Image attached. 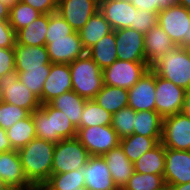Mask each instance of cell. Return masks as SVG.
<instances>
[{"label": "cell", "mask_w": 190, "mask_h": 190, "mask_svg": "<svg viewBox=\"0 0 190 190\" xmlns=\"http://www.w3.org/2000/svg\"><path fill=\"white\" fill-rule=\"evenodd\" d=\"M14 51L15 72H25V69H43V66H51L46 45L24 46L16 42Z\"/></svg>", "instance_id": "7402d4cb"}, {"label": "cell", "mask_w": 190, "mask_h": 190, "mask_svg": "<svg viewBox=\"0 0 190 190\" xmlns=\"http://www.w3.org/2000/svg\"><path fill=\"white\" fill-rule=\"evenodd\" d=\"M136 10L130 0H99V11L112 30L129 28L134 24Z\"/></svg>", "instance_id": "ac0fdd59"}, {"label": "cell", "mask_w": 190, "mask_h": 190, "mask_svg": "<svg viewBox=\"0 0 190 190\" xmlns=\"http://www.w3.org/2000/svg\"><path fill=\"white\" fill-rule=\"evenodd\" d=\"M156 73L149 68L128 90V106L135 112L155 111Z\"/></svg>", "instance_id": "5bb4252c"}, {"label": "cell", "mask_w": 190, "mask_h": 190, "mask_svg": "<svg viewBox=\"0 0 190 190\" xmlns=\"http://www.w3.org/2000/svg\"><path fill=\"white\" fill-rule=\"evenodd\" d=\"M0 100L22 107L30 113L41 106L39 98L19 80L17 72L0 77Z\"/></svg>", "instance_id": "52a82bcc"}, {"label": "cell", "mask_w": 190, "mask_h": 190, "mask_svg": "<svg viewBox=\"0 0 190 190\" xmlns=\"http://www.w3.org/2000/svg\"><path fill=\"white\" fill-rule=\"evenodd\" d=\"M46 48L51 63L70 64L86 54L79 33L76 31L66 37L48 38Z\"/></svg>", "instance_id": "7c38bea8"}, {"label": "cell", "mask_w": 190, "mask_h": 190, "mask_svg": "<svg viewBox=\"0 0 190 190\" xmlns=\"http://www.w3.org/2000/svg\"><path fill=\"white\" fill-rule=\"evenodd\" d=\"M135 115L136 112L129 106L113 114L111 127L115 130L120 140L134 133Z\"/></svg>", "instance_id": "74e56055"}, {"label": "cell", "mask_w": 190, "mask_h": 190, "mask_svg": "<svg viewBox=\"0 0 190 190\" xmlns=\"http://www.w3.org/2000/svg\"><path fill=\"white\" fill-rule=\"evenodd\" d=\"M76 138L90 156H102L120 144V139L111 125L78 128Z\"/></svg>", "instance_id": "9c48e42d"}, {"label": "cell", "mask_w": 190, "mask_h": 190, "mask_svg": "<svg viewBox=\"0 0 190 190\" xmlns=\"http://www.w3.org/2000/svg\"><path fill=\"white\" fill-rule=\"evenodd\" d=\"M166 190H190V182L179 185H169L166 186Z\"/></svg>", "instance_id": "f907efd6"}, {"label": "cell", "mask_w": 190, "mask_h": 190, "mask_svg": "<svg viewBox=\"0 0 190 190\" xmlns=\"http://www.w3.org/2000/svg\"><path fill=\"white\" fill-rule=\"evenodd\" d=\"M85 187L83 168L61 174H51L41 190H78Z\"/></svg>", "instance_id": "1f68e13d"}, {"label": "cell", "mask_w": 190, "mask_h": 190, "mask_svg": "<svg viewBox=\"0 0 190 190\" xmlns=\"http://www.w3.org/2000/svg\"><path fill=\"white\" fill-rule=\"evenodd\" d=\"M31 113L8 102L0 100V127L7 130L19 120L28 117Z\"/></svg>", "instance_id": "f35d334b"}, {"label": "cell", "mask_w": 190, "mask_h": 190, "mask_svg": "<svg viewBox=\"0 0 190 190\" xmlns=\"http://www.w3.org/2000/svg\"><path fill=\"white\" fill-rule=\"evenodd\" d=\"M185 47L190 49V42Z\"/></svg>", "instance_id": "9f6ffc18"}, {"label": "cell", "mask_w": 190, "mask_h": 190, "mask_svg": "<svg viewBox=\"0 0 190 190\" xmlns=\"http://www.w3.org/2000/svg\"><path fill=\"white\" fill-rule=\"evenodd\" d=\"M54 147L55 143L36 137L18 150L25 176L36 189L51 176Z\"/></svg>", "instance_id": "6da1fadb"}, {"label": "cell", "mask_w": 190, "mask_h": 190, "mask_svg": "<svg viewBox=\"0 0 190 190\" xmlns=\"http://www.w3.org/2000/svg\"><path fill=\"white\" fill-rule=\"evenodd\" d=\"M133 125V134L153 137L161 142L163 118L156 111H137Z\"/></svg>", "instance_id": "83f0119b"}, {"label": "cell", "mask_w": 190, "mask_h": 190, "mask_svg": "<svg viewBox=\"0 0 190 190\" xmlns=\"http://www.w3.org/2000/svg\"><path fill=\"white\" fill-rule=\"evenodd\" d=\"M186 90L156 74L155 111L162 117L180 113Z\"/></svg>", "instance_id": "30bf717a"}, {"label": "cell", "mask_w": 190, "mask_h": 190, "mask_svg": "<svg viewBox=\"0 0 190 190\" xmlns=\"http://www.w3.org/2000/svg\"><path fill=\"white\" fill-rule=\"evenodd\" d=\"M86 100L87 99L71 90L54 98L49 104L53 108L64 113L70 122L78 129L80 128L81 117Z\"/></svg>", "instance_id": "cb8c5ba5"}, {"label": "cell", "mask_w": 190, "mask_h": 190, "mask_svg": "<svg viewBox=\"0 0 190 190\" xmlns=\"http://www.w3.org/2000/svg\"><path fill=\"white\" fill-rule=\"evenodd\" d=\"M112 116L113 114L99 106L93 99L86 100L81 117L80 128L111 125Z\"/></svg>", "instance_id": "836d02e7"}, {"label": "cell", "mask_w": 190, "mask_h": 190, "mask_svg": "<svg viewBox=\"0 0 190 190\" xmlns=\"http://www.w3.org/2000/svg\"><path fill=\"white\" fill-rule=\"evenodd\" d=\"M161 143L165 148L190 151V117L182 112L164 117Z\"/></svg>", "instance_id": "8fae6325"}, {"label": "cell", "mask_w": 190, "mask_h": 190, "mask_svg": "<svg viewBox=\"0 0 190 190\" xmlns=\"http://www.w3.org/2000/svg\"><path fill=\"white\" fill-rule=\"evenodd\" d=\"M177 3L190 10V0H177Z\"/></svg>", "instance_id": "f5cc1de1"}, {"label": "cell", "mask_w": 190, "mask_h": 190, "mask_svg": "<svg viewBox=\"0 0 190 190\" xmlns=\"http://www.w3.org/2000/svg\"><path fill=\"white\" fill-rule=\"evenodd\" d=\"M83 174L88 190H119L113 182L103 156H90L83 167Z\"/></svg>", "instance_id": "d6986e66"}, {"label": "cell", "mask_w": 190, "mask_h": 190, "mask_svg": "<svg viewBox=\"0 0 190 190\" xmlns=\"http://www.w3.org/2000/svg\"><path fill=\"white\" fill-rule=\"evenodd\" d=\"M157 24L176 46L185 47L190 42V10L184 6L177 3L160 10Z\"/></svg>", "instance_id": "5b68a950"}, {"label": "cell", "mask_w": 190, "mask_h": 190, "mask_svg": "<svg viewBox=\"0 0 190 190\" xmlns=\"http://www.w3.org/2000/svg\"><path fill=\"white\" fill-rule=\"evenodd\" d=\"M134 171L145 174L164 175L165 147L159 142L133 162Z\"/></svg>", "instance_id": "f1b7e54d"}, {"label": "cell", "mask_w": 190, "mask_h": 190, "mask_svg": "<svg viewBox=\"0 0 190 190\" xmlns=\"http://www.w3.org/2000/svg\"><path fill=\"white\" fill-rule=\"evenodd\" d=\"M131 4L137 10H147L159 13V8L155 5L154 0H130Z\"/></svg>", "instance_id": "f6af8a7d"}, {"label": "cell", "mask_w": 190, "mask_h": 190, "mask_svg": "<svg viewBox=\"0 0 190 190\" xmlns=\"http://www.w3.org/2000/svg\"><path fill=\"white\" fill-rule=\"evenodd\" d=\"M149 68L147 62H130L117 59L102 70L103 83L104 85L129 90Z\"/></svg>", "instance_id": "ba28073f"}, {"label": "cell", "mask_w": 190, "mask_h": 190, "mask_svg": "<svg viewBox=\"0 0 190 190\" xmlns=\"http://www.w3.org/2000/svg\"><path fill=\"white\" fill-rule=\"evenodd\" d=\"M49 14H41L37 19L16 33V42L24 46L46 45Z\"/></svg>", "instance_id": "484cf974"}, {"label": "cell", "mask_w": 190, "mask_h": 190, "mask_svg": "<svg viewBox=\"0 0 190 190\" xmlns=\"http://www.w3.org/2000/svg\"><path fill=\"white\" fill-rule=\"evenodd\" d=\"M20 0H0L3 5H6L9 9H11L14 5H16Z\"/></svg>", "instance_id": "816d5d0a"}, {"label": "cell", "mask_w": 190, "mask_h": 190, "mask_svg": "<svg viewBox=\"0 0 190 190\" xmlns=\"http://www.w3.org/2000/svg\"><path fill=\"white\" fill-rule=\"evenodd\" d=\"M114 184L121 190L134 172L133 163L124 154L120 144L102 155Z\"/></svg>", "instance_id": "603a6c76"}, {"label": "cell", "mask_w": 190, "mask_h": 190, "mask_svg": "<svg viewBox=\"0 0 190 190\" xmlns=\"http://www.w3.org/2000/svg\"><path fill=\"white\" fill-rule=\"evenodd\" d=\"M72 90V78L69 64L51 63L50 74L44 82L42 104Z\"/></svg>", "instance_id": "ffe728a7"}, {"label": "cell", "mask_w": 190, "mask_h": 190, "mask_svg": "<svg viewBox=\"0 0 190 190\" xmlns=\"http://www.w3.org/2000/svg\"><path fill=\"white\" fill-rule=\"evenodd\" d=\"M0 190H10L5 181L0 177Z\"/></svg>", "instance_id": "db71d44e"}, {"label": "cell", "mask_w": 190, "mask_h": 190, "mask_svg": "<svg viewBox=\"0 0 190 190\" xmlns=\"http://www.w3.org/2000/svg\"><path fill=\"white\" fill-rule=\"evenodd\" d=\"M9 72H15L14 48H0V77Z\"/></svg>", "instance_id": "7bdbcfd3"}, {"label": "cell", "mask_w": 190, "mask_h": 190, "mask_svg": "<svg viewBox=\"0 0 190 190\" xmlns=\"http://www.w3.org/2000/svg\"><path fill=\"white\" fill-rule=\"evenodd\" d=\"M41 14L42 13L30 5L19 1L10 9L9 24L14 29L15 33H17L20 29L37 19Z\"/></svg>", "instance_id": "8d00e7d4"}, {"label": "cell", "mask_w": 190, "mask_h": 190, "mask_svg": "<svg viewBox=\"0 0 190 190\" xmlns=\"http://www.w3.org/2000/svg\"><path fill=\"white\" fill-rule=\"evenodd\" d=\"M159 142L153 137L132 134L120 140L124 154L133 163L144 153L154 148Z\"/></svg>", "instance_id": "d6a6232c"}, {"label": "cell", "mask_w": 190, "mask_h": 190, "mask_svg": "<svg viewBox=\"0 0 190 190\" xmlns=\"http://www.w3.org/2000/svg\"><path fill=\"white\" fill-rule=\"evenodd\" d=\"M69 67L72 90L87 100L94 99L104 85L102 69L87 53L75 59Z\"/></svg>", "instance_id": "3957f363"}, {"label": "cell", "mask_w": 190, "mask_h": 190, "mask_svg": "<svg viewBox=\"0 0 190 190\" xmlns=\"http://www.w3.org/2000/svg\"><path fill=\"white\" fill-rule=\"evenodd\" d=\"M36 137L58 143L62 139L76 137L77 128L60 110L53 108L49 103L41 104L33 113Z\"/></svg>", "instance_id": "7a4b0ae2"}, {"label": "cell", "mask_w": 190, "mask_h": 190, "mask_svg": "<svg viewBox=\"0 0 190 190\" xmlns=\"http://www.w3.org/2000/svg\"><path fill=\"white\" fill-rule=\"evenodd\" d=\"M177 46L169 35L157 24L144 34V55L149 66Z\"/></svg>", "instance_id": "44dd1931"}, {"label": "cell", "mask_w": 190, "mask_h": 190, "mask_svg": "<svg viewBox=\"0 0 190 190\" xmlns=\"http://www.w3.org/2000/svg\"><path fill=\"white\" fill-rule=\"evenodd\" d=\"M181 112L190 117V89L186 90L185 101Z\"/></svg>", "instance_id": "c3c4849f"}, {"label": "cell", "mask_w": 190, "mask_h": 190, "mask_svg": "<svg viewBox=\"0 0 190 190\" xmlns=\"http://www.w3.org/2000/svg\"><path fill=\"white\" fill-rule=\"evenodd\" d=\"M159 10L169 8L171 5L177 4V0H154Z\"/></svg>", "instance_id": "7dc6e473"}, {"label": "cell", "mask_w": 190, "mask_h": 190, "mask_svg": "<svg viewBox=\"0 0 190 190\" xmlns=\"http://www.w3.org/2000/svg\"><path fill=\"white\" fill-rule=\"evenodd\" d=\"M150 68L160 77L173 84L190 89V49L177 46L171 53L165 54Z\"/></svg>", "instance_id": "277c9868"}, {"label": "cell", "mask_w": 190, "mask_h": 190, "mask_svg": "<svg viewBox=\"0 0 190 190\" xmlns=\"http://www.w3.org/2000/svg\"><path fill=\"white\" fill-rule=\"evenodd\" d=\"M13 150L9 139L6 134V130L0 127V153Z\"/></svg>", "instance_id": "bcb514c9"}, {"label": "cell", "mask_w": 190, "mask_h": 190, "mask_svg": "<svg viewBox=\"0 0 190 190\" xmlns=\"http://www.w3.org/2000/svg\"><path fill=\"white\" fill-rule=\"evenodd\" d=\"M6 134L13 150H19L25 147L31 140L36 138V129L32 113L7 129Z\"/></svg>", "instance_id": "4dcf8cb0"}, {"label": "cell", "mask_w": 190, "mask_h": 190, "mask_svg": "<svg viewBox=\"0 0 190 190\" xmlns=\"http://www.w3.org/2000/svg\"><path fill=\"white\" fill-rule=\"evenodd\" d=\"M121 190H166L162 175L133 172Z\"/></svg>", "instance_id": "e575fe53"}, {"label": "cell", "mask_w": 190, "mask_h": 190, "mask_svg": "<svg viewBox=\"0 0 190 190\" xmlns=\"http://www.w3.org/2000/svg\"><path fill=\"white\" fill-rule=\"evenodd\" d=\"M16 33L9 20H0V48H14Z\"/></svg>", "instance_id": "b9f144b4"}, {"label": "cell", "mask_w": 190, "mask_h": 190, "mask_svg": "<svg viewBox=\"0 0 190 190\" xmlns=\"http://www.w3.org/2000/svg\"><path fill=\"white\" fill-rule=\"evenodd\" d=\"M78 190H88L86 187L78 188Z\"/></svg>", "instance_id": "11a10c76"}, {"label": "cell", "mask_w": 190, "mask_h": 190, "mask_svg": "<svg viewBox=\"0 0 190 190\" xmlns=\"http://www.w3.org/2000/svg\"><path fill=\"white\" fill-rule=\"evenodd\" d=\"M90 154L76 138L62 139L55 144L51 174L82 169Z\"/></svg>", "instance_id": "8992f818"}, {"label": "cell", "mask_w": 190, "mask_h": 190, "mask_svg": "<svg viewBox=\"0 0 190 190\" xmlns=\"http://www.w3.org/2000/svg\"><path fill=\"white\" fill-rule=\"evenodd\" d=\"M128 99L127 89L103 85L93 100L106 111L114 114L128 106Z\"/></svg>", "instance_id": "f546056e"}, {"label": "cell", "mask_w": 190, "mask_h": 190, "mask_svg": "<svg viewBox=\"0 0 190 190\" xmlns=\"http://www.w3.org/2000/svg\"><path fill=\"white\" fill-rule=\"evenodd\" d=\"M24 4L30 5L42 14L57 12L58 0H20Z\"/></svg>", "instance_id": "ee69618b"}, {"label": "cell", "mask_w": 190, "mask_h": 190, "mask_svg": "<svg viewBox=\"0 0 190 190\" xmlns=\"http://www.w3.org/2000/svg\"><path fill=\"white\" fill-rule=\"evenodd\" d=\"M117 59L130 62H146L144 34L131 28L115 30Z\"/></svg>", "instance_id": "9a60e30c"}, {"label": "cell", "mask_w": 190, "mask_h": 190, "mask_svg": "<svg viewBox=\"0 0 190 190\" xmlns=\"http://www.w3.org/2000/svg\"><path fill=\"white\" fill-rule=\"evenodd\" d=\"M17 74L19 80L39 98L42 104V90L50 74V66H43V69H25V72H17Z\"/></svg>", "instance_id": "d590c367"}, {"label": "cell", "mask_w": 190, "mask_h": 190, "mask_svg": "<svg viewBox=\"0 0 190 190\" xmlns=\"http://www.w3.org/2000/svg\"><path fill=\"white\" fill-rule=\"evenodd\" d=\"M112 31V28L104 15L98 10L90 17L83 28L78 31L84 49L87 51L101 38Z\"/></svg>", "instance_id": "d4e9b609"}, {"label": "cell", "mask_w": 190, "mask_h": 190, "mask_svg": "<svg viewBox=\"0 0 190 190\" xmlns=\"http://www.w3.org/2000/svg\"><path fill=\"white\" fill-rule=\"evenodd\" d=\"M0 177L10 190L36 189L25 176L18 150L0 153Z\"/></svg>", "instance_id": "2e32d148"}, {"label": "cell", "mask_w": 190, "mask_h": 190, "mask_svg": "<svg viewBox=\"0 0 190 190\" xmlns=\"http://www.w3.org/2000/svg\"><path fill=\"white\" fill-rule=\"evenodd\" d=\"M99 10V0H58L57 12L76 32Z\"/></svg>", "instance_id": "4fadbf2b"}, {"label": "cell", "mask_w": 190, "mask_h": 190, "mask_svg": "<svg viewBox=\"0 0 190 190\" xmlns=\"http://www.w3.org/2000/svg\"><path fill=\"white\" fill-rule=\"evenodd\" d=\"M10 9L0 2V20H9Z\"/></svg>", "instance_id": "681fc988"}, {"label": "cell", "mask_w": 190, "mask_h": 190, "mask_svg": "<svg viewBox=\"0 0 190 190\" xmlns=\"http://www.w3.org/2000/svg\"><path fill=\"white\" fill-rule=\"evenodd\" d=\"M163 178L166 186L190 182V151L165 148Z\"/></svg>", "instance_id": "e0dca14e"}, {"label": "cell", "mask_w": 190, "mask_h": 190, "mask_svg": "<svg viewBox=\"0 0 190 190\" xmlns=\"http://www.w3.org/2000/svg\"><path fill=\"white\" fill-rule=\"evenodd\" d=\"M74 32L72 27L58 13L49 14V23L46 32V40L48 38L66 37Z\"/></svg>", "instance_id": "ab89813d"}, {"label": "cell", "mask_w": 190, "mask_h": 190, "mask_svg": "<svg viewBox=\"0 0 190 190\" xmlns=\"http://www.w3.org/2000/svg\"><path fill=\"white\" fill-rule=\"evenodd\" d=\"M115 30L101 38L95 45L89 48L86 53L103 70L117 60Z\"/></svg>", "instance_id": "4316f807"}, {"label": "cell", "mask_w": 190, "mask_h": 190, "mask_svg": "<svg viewBox=\"0 0 190 190\" xmlns=\"http://www.w3.org/2000/svg\"><path fill=\"white\" fill-rule=\"evenodd\" d=\"M158 13L147 10H136L134 24L129 28L135 29L142 34L147 33L152 27L157 25Z\"/></svg>", "instance_id": "60d3db41"}]
</instances>
